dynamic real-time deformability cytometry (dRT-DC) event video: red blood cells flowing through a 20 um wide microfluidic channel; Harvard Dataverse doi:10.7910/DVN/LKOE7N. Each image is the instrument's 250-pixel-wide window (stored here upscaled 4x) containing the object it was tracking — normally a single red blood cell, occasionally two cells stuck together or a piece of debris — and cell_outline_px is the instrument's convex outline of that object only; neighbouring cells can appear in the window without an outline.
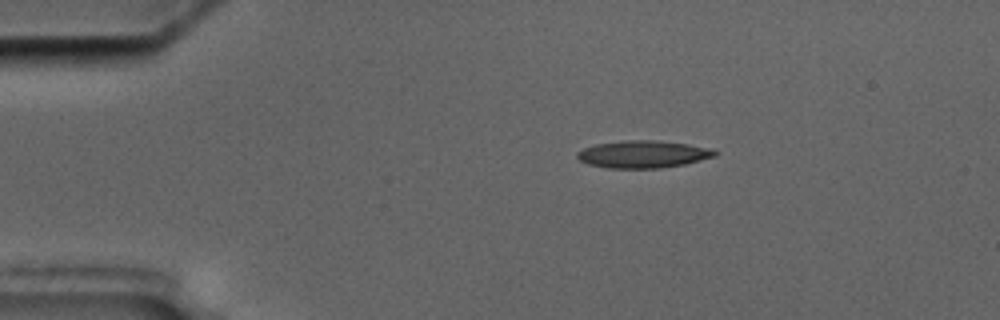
{"species": "common noctule bat (a hibernating species)", "species_latin": "Nyctalus noctula", "temperature_condition": "cold", "stored_images_in_passage": 7, "camera_frame_rate_fps": 3000, "um_per_image_px": 0.085, "animal": {"sex": "male", "body_mass_g": 17.5, "forearm_length_mm": 52.3}, "frame": {"image": 1, "passage_image": 1, "time_ms": 0.0, "image_size_px": [1000, 320], "cell_outline_px": [[720, 152], [716, 156], [684, 164], [660, 168], [608, 168], [588, 164], [580, 160], [576, 156], [576, 152], [584, 148], [596, 144], [624, 140], [652, 140], [688, 144], [712, 148]], "centroid_in_image_um": [54.68, 13.11], "position_along_channel_um": 30.3, "area_um2": 21.96}}
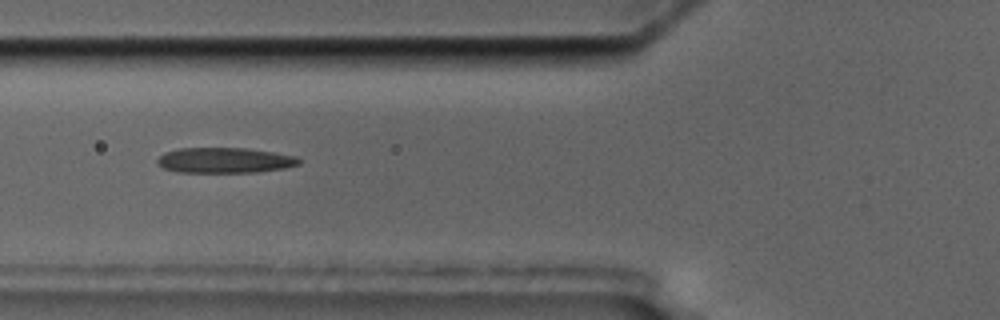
{"frame": {"image": 2, "passage_image": 4, "time_ms": 3.667, "image_size_px": [1000, 320], "cell_outline_px": [[300, 164], [284, 168], [256, 172], [176, 172], [164, 168], [156, 160], [164, 152], [180, 148], [248, 148], [296, 156], [300, 160]], "centroid_in_image_um": [19.1, 13.62], "position_along_channel_um": 106.7, "area_um2": 20.87}}
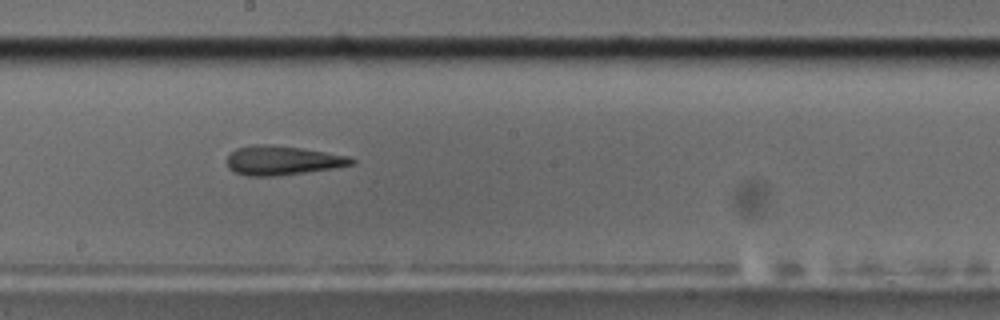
{"frame": {"image": 3, "passage_image": 7, "time_ms": 7.0, "image_size_px": [1000, 320], "cell_outline_px": [[356, 164], [332, 168], [276, 176], [248, 176], [236, 172], [228, 168], [228, 156], [236, 148], [252, 144], [272, 144], [300, 148], [348, 156], [356, 160]], "centroid_in_image_um": [23.99, 13.63], "position_along_channel_um": 224.2, "area_um2": 21.04}}